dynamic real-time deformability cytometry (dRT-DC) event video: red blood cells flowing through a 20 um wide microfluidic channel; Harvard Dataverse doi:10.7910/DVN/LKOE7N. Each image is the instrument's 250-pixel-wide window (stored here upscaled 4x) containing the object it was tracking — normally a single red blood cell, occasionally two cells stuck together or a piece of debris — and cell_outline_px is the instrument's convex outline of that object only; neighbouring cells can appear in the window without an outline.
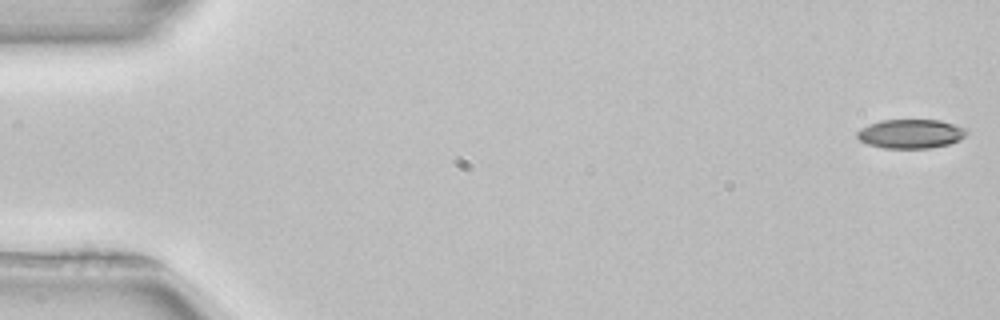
{"species": "common noctule bat (a hibernating species)", "species_latin": "Nyctalus noctula", "temperature_condition": "room temperature", "stored_images_in_passage": 52, "camera_frame_rate_fps": 3000, "um_per_image_px": 0.085, "animal": {"sex": "female", "body_mass_g": 22.7, "forearm_length_mm": 54.2}, "frame": {"image": 1, "passage_image": 1, "time_ms": 0.0, "image_size_px": [1000, 320], "cell_outline_px": [[968, 132], [960, 140], [948, 144], [928, 148], [884, 148], [868, 144], [860, 140], [856, 136], [856, 132], [860, 128], [868, 124], [880, 120], [940, 120], [968, 128]], "centroid_in_image_um": [77.41, 11.36], "position_along_channel_um": 7.6, "area_um2": 18.67}}
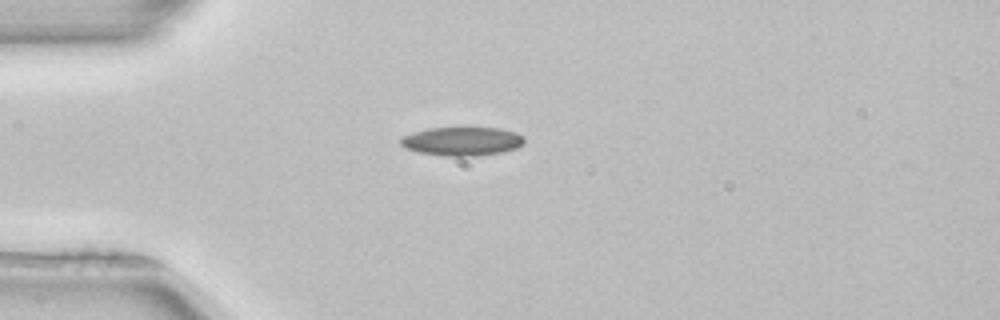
{"frame": {"image": 2, "passage_image": 14, "time_ms": 4.333, "image_size_px": [1000, 320], "cell_outline_px": [[524, 144], [516, 148], [500, 152], [476, 156], [448, 156], [416, 152], [404, 148], [400, 144], [400, 136], [412, 132], [428, 128], [500, 128], [516, 132], [524, 140]], "centroid_in_image_um": [39.21, 12.01], "position_along_channel_um": 45.8, "area_um2": 20.75}}
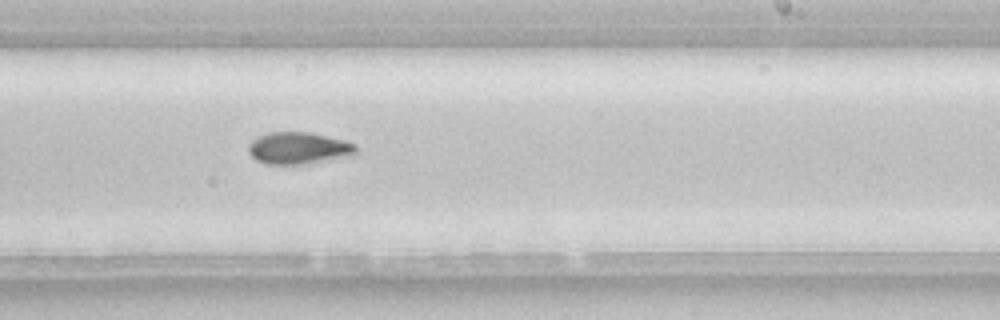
{"frame": {"image": 3, "passage_image": 32, "time_ms": 10.333, "image_size_px": [1000, 320], "cell_outline_px": [[356, 152], [352, 156], [308, 164], [264, 164], [256, 160], [248, 152], [248, 144], [256, 136], [268, 132], [308, 132], [344, 140], [356, 144]], "centroid_in_image_um": [25.36, 12.6], "position_along_channel_um": 263.6, "area_um2": 20.29}, "authors_computed_cell_mechanics": {"area_um2": 19.6231, "velocity_mm_per_s": 3.9483, "shape_relaxation_time_tau1_ms": 9.959, "shape_relaxation_time_tau2_ms": null, "deformation_change_tau1": 0.1751, "deformation_change_tau2": null}}